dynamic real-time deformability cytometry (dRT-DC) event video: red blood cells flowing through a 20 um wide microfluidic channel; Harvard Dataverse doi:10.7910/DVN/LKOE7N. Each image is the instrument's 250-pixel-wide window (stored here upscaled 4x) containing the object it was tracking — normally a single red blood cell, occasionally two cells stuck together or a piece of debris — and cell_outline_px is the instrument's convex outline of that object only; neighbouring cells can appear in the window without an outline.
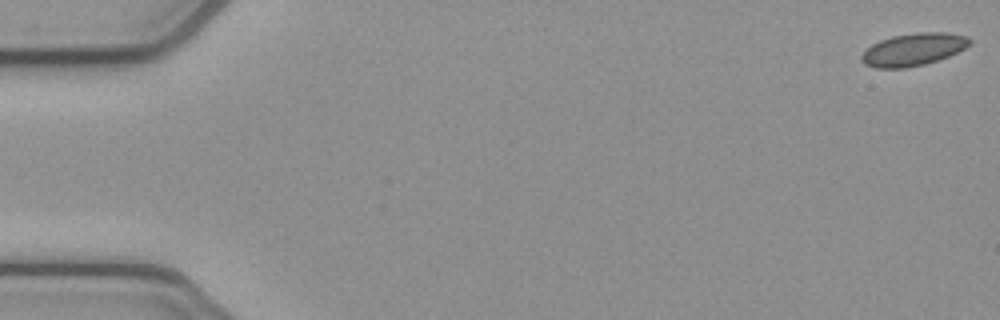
{"species": "common noctule bat (a hibernating species)", "species_latin": "Nyctalus noctula", "temperature_condition": "cold", "stored_images_in_passage": 54, "camera_frame_rate_fps": 3000, "um_per_image_px": 0.085, "animal": {"sex": "female", "body_mass_g": 21.9}, "frame": {"image": 1, "passage_image": 1, "time_ms": 0.0, "image_size_px": [1000, 320], "cell_outline_px": [[972, 44], [948, 56], [924, 64], [908, 68], [876, 68], [864, 64], [860, 60], [860, 56], [872, 44], [880, 40], [892, 36], [920, 32], [948, 32], [968, 36], [972, 40]], "centroid_in_image_um": [77.64, 4.2], "position_along_channel_um": 7.4, "area_um2": 20.52}}
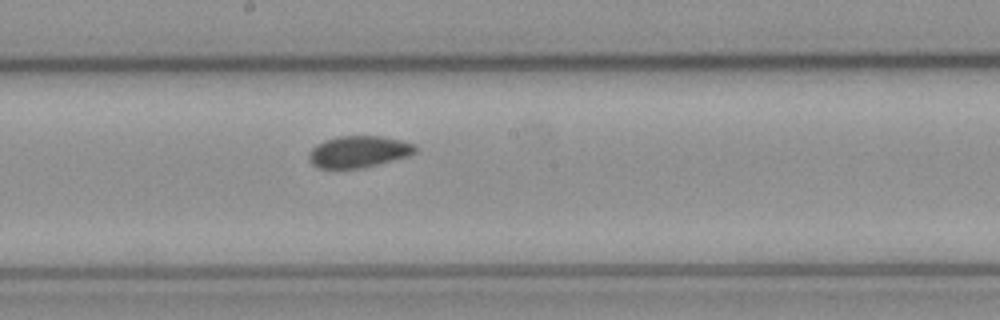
{"frame": {"image": 2, "passage_image": 29, "time_ms": 9.333, "image_size_px": [1000, 320], "cell_outline_px": [[416, 152], [408, 156], [364, 168], [320, 168], [312, 164], [308, 160], [308, 152], [316, 144], [324, 140], [340, 136], [384, 136], [416, 144]], "centroid_in_image_um": [30.47, 12.89], "position_along_channel_um": 217.7, "area_um2": 19.77}}
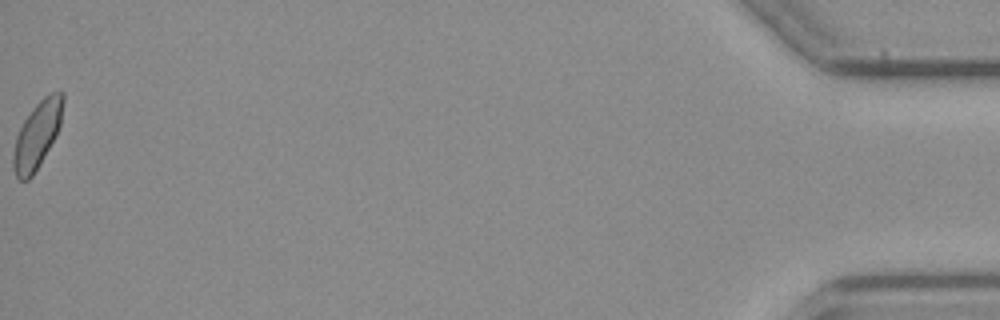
{"frame": {"image": 3, "passage_image": 54, "time_ms": 17.667, "image_size_px": [1000, 320], "cell_outline_px": [[64, 100], [60, 124], [56, 136], [32, 176], [28, 180], [20, 180], [16, 176], [12, 168], [12, 156], [16, 136], [24, 120], [32, 108], [44, 96], [52, 92], [64, 92]], "centroid_in_image_um": [3.15, 11.46], "position_along_channel_um": 432.1, "area_um2": 19.25}, "authors_computed_cell_mechanics": {"area_um2": 19.8254, "velocity_mm_per_s": 3.8404, "shape_relaxation_time_tau1_ms": 6.8228, "shape_relaxation_time_tau2_ms": 2.5965, "deformation_change_tau1": 0.0792, "deformation_change_tau2": 0.0542}}